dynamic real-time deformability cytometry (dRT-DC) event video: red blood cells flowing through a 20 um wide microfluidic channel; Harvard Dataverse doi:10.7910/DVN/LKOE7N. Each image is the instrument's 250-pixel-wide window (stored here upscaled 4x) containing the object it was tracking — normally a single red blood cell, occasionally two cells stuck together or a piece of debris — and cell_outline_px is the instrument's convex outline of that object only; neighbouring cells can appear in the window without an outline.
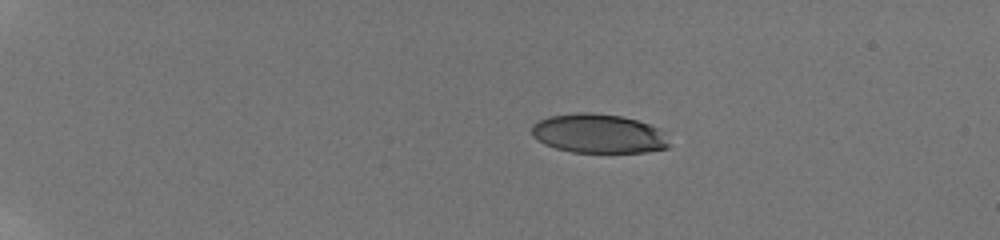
{"species": "human", "species_latin": "Homo sapiens", "temperature_condition": "room temperature", "stored_images_in_passage": 16, "camera_frame_rate_fps": 3000, "um_per_image_px": 0.085, "donor": {"sex": "male"}, "frame": {"image": 1, "passage_image": 1, "time_ms": 0.0, "image_size_px": [1000, 240], "cell_outline_px": [[668, 148], [648, 152], [572, 152], [556, 148], [544, 144], [536, 140], [532, 136], [532, 124], [548, 116], [576, 112], [592, 112], [624, 116], [660, 128], [668, 132]], "centroid_in_image_um": [50.9, 11.35], "position_along_channel_um": 34.1, "area_um2": 31.85}}